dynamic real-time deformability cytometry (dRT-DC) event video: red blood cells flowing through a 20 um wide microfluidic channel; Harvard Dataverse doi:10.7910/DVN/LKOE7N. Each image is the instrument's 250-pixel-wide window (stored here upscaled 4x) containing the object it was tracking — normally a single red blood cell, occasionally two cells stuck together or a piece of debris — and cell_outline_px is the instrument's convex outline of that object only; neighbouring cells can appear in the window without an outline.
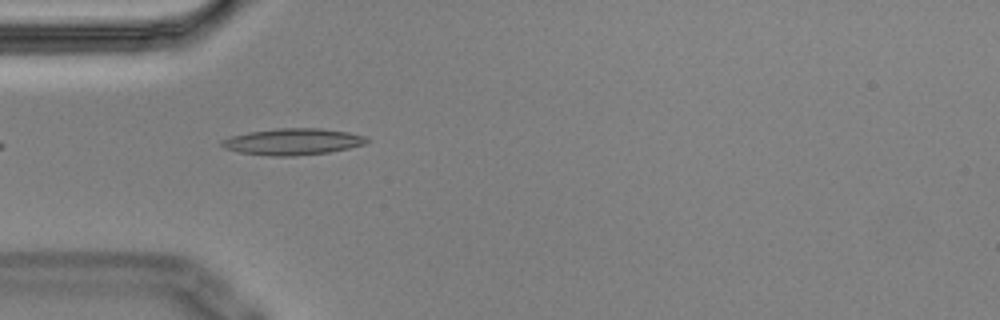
{"species": "Egyptian fruit bat (a non-hibernating species)", "species_latin": "Rousettus aegyptiacus", "temperature_condition": "cold", "stored_images_in_passage": 8, "camera_frame_rate_fps": 3000, "um_per_image_px": 0.085, "animal": {"sex": "male"}, "frame": {"image": 1, "passage_image": 4, "time_ms": 1.0, "image_size_px": [1000, 320], "cell_outline_px": [[368, 140], [364, 144], [348, 148], [328, 152], [292, 156], [272, 156], [240, 152], [224, 148], [220, 144], [220, 140], [232, 136], [248, 132], [276, 128], [320, 128], [348, 132], [364, 136]], "centroid_in_image_um": [24.85, 12.03], "position_along_channel_um": 60.2, "area_um2": 22.2}}
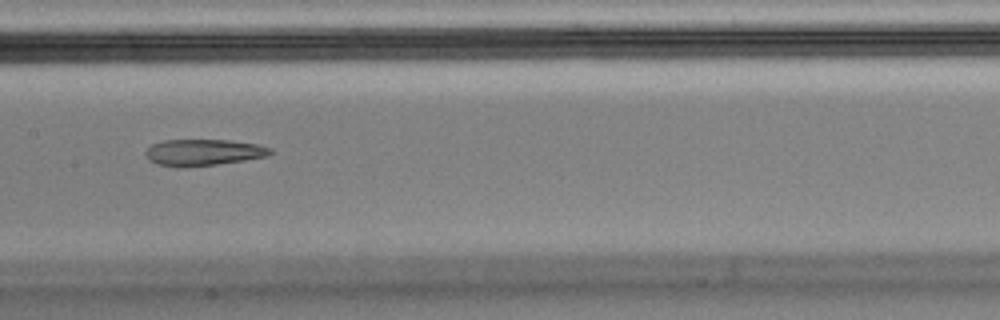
{"frame": {"image": 2, "passage_image": 7, "time_ms": 2.0, "image_size_px": [1000, 320], "cell_outline_px": [[272, 152], [268, 156], [244, 160], [216, 164], [180, 168], [156, 164], [148, 160], [144, 156], [144, 152], [152, 144], [164, 140], [228, 140], [256, 144], [272, 148]], "centroid_in_image_um": [17.23, 12.96], "position_along_channel_um": 190.2, "area_um2": 19.31}}